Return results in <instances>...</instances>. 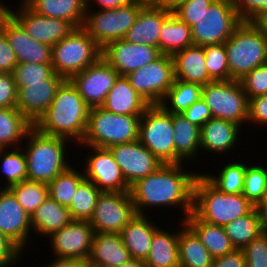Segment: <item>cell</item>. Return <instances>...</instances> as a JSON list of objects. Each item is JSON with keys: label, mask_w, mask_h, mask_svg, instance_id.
Returning <instances> with one entry per match:
<instances>
[{"label": "cell", "mask_w": 267, "mask_h": 267, "mask_svg": "<svg viewBox=\"0 0 267 267\" xmlns=\"http://www.w3.org/2000/svg\"><path fill=\"white\" fill-rule=\"evenodd\" d=\"M184 164H162L155 172L131 186L130 194L137 214L148 215L150 208L154 211L156 207H178L185 221L193 211L194 184L200 171H188Z\"/></svg>", "instance_id": "cell-1"}, {"label": "cell", "mask_w": 267, "mask_h": 267, "mask_svg": "<svg viewBox=\"0 0 267 267\" xmlns=\"http://www.w3.org/2000/svg\"><path fill=\"white\" fill-rule=\"evenodd\" d=\"M89 110L77 88L65 80L33 127L43 134L66 138L79 145L86 132Z\"/></svg>", "instance_id": "cell-2"}, {"label": "cell", "mask_w": 267, "mask_h": 267, "mask_svg": "<svg viewBox=\"0 0 267 267\" xmlns=\"http://www.w3.org/2000/svg\"><path fill=\"white\" fill-rule=\"evenodd\" d=\"M67 143L72 142L66 138L43 134L32 127L22 144L27 161V180L48 184L66 171L71 166L66 158L69 156L66 150L71 148Z\"/></svg>", "instance_id": "cell-3"}, {"label": "cell", "mask_w": 267, "mask_h": 267, "mask_svg": "<svg viewBox=\"0 0 267 267\" xmlns=\"http://www.w3.org/2000/svg\"><path fill=\"white\" fill-rule=\"evenodd\" d=\"M254 205L243 194H226L216 188L203 174L194 184L193 213L204 222L224 226L248 214Z\"/></svg>", "instance_id": "cell-4"}, {"label": "cell", "mask_w": 267, "mask_h": 267, "mask_svg": "<svg viewBox=\"0 0 267 267\" xmlns=\"http://www.w3.org/2000/svg\"><path fill=\"white\" fill-rule=\"evenodd\" d=\"M229 80H241L256 67L267 63V36L257 24L243 21L224 43Z\"/></svg>", "instance_id": "cell-5"}, {"label": "cell", "mask_w": 267, "mask_h": 267, "mask_svg": "<svg viewBox=\"0 0 267 267\" xmlns=\"http://www.w3.org/2000/svg\"><path fill=\"white\" fill-rule=\"evenodd\" d=\"M140 117L111 113L102 107L90 108L80 145L109 148L139 140Z\"/></svg>", "instance_id": "cell-6"}, {"label": "cell", "mask_w": 267, "mask_h": 267, "mask_svg": "<svg viewBox=\"0 0 267 267\" xmlns=\"http://www.w3.org/2000/svg\"><path fill=\"white\" fill-rule=\"evenodd\" d=\"M102 49L82 28H74L66 37L52 46V66L54 72L69 80L95 63Z\"/></svg>", "instance_id": "cell-7"}, {"label": "cell", "mask_w": 267, "mask_h": 267, "mask_svg": "<svg viewBox=\"0 0 267 267\" xmlns=\"http://www.w3.org/2000/svg\"><path fill=\"white\" fill-rule=\"evenodd\" d=\"M144 5L143 2L132 1L113 9H86L82 28L103 49L112 41L124 39Z\"/></svg>", "instance_id": "cell-8"}, {"label": "cell", "mask_w": 267, "mask_h": 267, "mask_svg": "<svg viewBox=\"0 0 267 267\" xmlns=\"http://www.w3.org/2000/svg\"><path fill=\"white\" fill-rule=\"evenodd\" d=\"M201 99L210 108L213 118L228 120L241 127L248 124L249 101L240 81L207 83L202 86Z\"/></svg>", "instance_id": "cell-9"}, {"label": "cell", "mask_w": 267, "mask_h": 267, "mask_svg": "<svg viewBox=\"0 0 267 267\" xmlns=\"http://www.w3.org/2000/svg\"><path fill=\"white\" fill-rule=\"evenodd\" d=\"M230 0H215L191 27L194 45L225 43L242 24Z\"/></svg>", "instance_id": "cell-10"}, {"label": "cell", "mask_w": 267, "mask_h": 267, "mask_svg": "<svg viewBox=\"0 0 267 267\" xmlns=\"http://www.w3.org/2000/svg\"><path fill=\"white\" fill-rule=\"evenodd\" d=\"M172 114L150 105L140 117L139 141L163 164H175Z\"/></svg>", "instance_id": "cell-11"}, {"label": "cell", "mask_w": 267, "mask_h": 267, "mask_svg": "<svg viewBox=\"0 0 267 267\" xmlns=\"http://www.w3.org/2000/svg\"><path fill=\"white\" fill-rule=\"evenodd\" d=\"M126 78L150 105H159L175 79L173 58L162 54L155 61L129 73Z\"/></svg>", "instance_id": "cell-12"}, {"label": "cell", "mask_w": 267, "mask_h": 267, "mask_svg": "<svg viewBox=\"0 0 267 267\" xmlns=\"http://www.w3.org/2000/svg\"><path fill=\"white\" fill-rule=\"evenodd\" d=\"M136 214L130 192H101L89 222L95 233H120Z\"/></svg>", "instance_id": "cell-13"}, {"label": "cell", "mask_w": 267, "mask_h": 267, "mask_svg": "<svg viewBox=\"0 0 267 267\" xmlns=\"http://www.w3.org/2000/svg\"><path fill=\"white\" fill-rule=\"evenodd\" d=\"M18 7H7V13L36 41L51 47L66 37L75 27L68 21L44 16L33 11L23 0ZM18 8V9H17Z\"/></svg>", "instance_id": "cell-14"}, {"label": "cell", "mask_w": 267, "mask_h": 267, "mask_svg": "<svg viewBox=\"0 0 267 267\" xmlns=\"http://www.w3.org/2000/svg\"><path fill=\"white\" fill-rule=\"evenodd\" d=\"M81 146H86L91 151L82 164L85 165L82 170L87 180L93 182L101 192H130L131 186L108 148Z\"/></svg>", "instance_id": "cell-15"}, {"label": "cell", "mask_w": 267, "mask_h": 267, "mask_svg": "<svg viewBox=\"0 0 267 267\" xmlns=\"http://www.w3.org/2000/svg\"><path fill=\"white\" fill-rule=\"evenodd\" d=\"M119 73L101 56L82 72L74 74L69 80L77 88L80 96L90 107H101L106 96L114 86Z\"/></svg>", "instance_id": "cell-16"}, {"label": "cell", "mask_w": 267, "mask_h": 267, "mask_svg": "<svg viewBox=\"0 0 267 267\" xmlns=\"http://www.w3.org/2000/svg\"><path fill=\"white\" fill-rule=\"evenodd\" d=\"M94 229L89 221L72 220L68 225L48 236L53 257L77 258L87 261L94 237Z\"/></svg>", "instance_id": "cell-17"}, {"label": "cell", "mask_w": 267, "mask_h": 267, "mask_svg": "<svg viewBox=\"0 0 267 267\" xmlns=\"http://www.w3.org/2000/svg\"><path fill=\"white\" fill-rule=\"evenodd\" d=\"M162 53L159 48L145 44H133L124 39L108 43L101 56L119 73L127 76L158 59Z\"/></svg>", "instance_id": "cell-18"}, {"label": "cell", "mask_w": 267, "mask_h": 267, "mask_svg": "<svg viewBox=\"0 0 267 267\" xmlns=\"http://www.w3.org/2000/svg\"><path fill=\"white\" fill-rule=\"evenodd\" d=\"M108 149L130 186L155 172L163 164L139 140L113 145Z\"/></svg>", "instance_id": "cell-19"}, {"label": "cell", "mask_w": 267, "mask_h": 267, "mask_svg": "<svg viewBox=\"0 0 267 267\" xmlns=\"http://www.w3.org/2000/svg\"><path fill=\"white\" fill-rule=\"evenodd\" d=\"M31 216L9 188H0V232L12 240L23 252L29 247Z\"/></svg>", "instance_id": "cell-20"}, {"label": "cell", "mask_w": 267, "mask_h": 267, "mask_svg": "<svg viewBox=\"0 0 267 267\" xmlns=\"http://www.w3.org/2000/svg\"><path fill=\"white\" fill-rule=\"evenodd\" d=\"M0 29L14 50L18 63L51 64L52 47L31 38L8 13L1 19Z\"/></svg>", "instance_id": "cell-21"}, {"label": "cell", "mask_w": 267, "mask_h": 267, "mask_svg": "<svg viewBox=\"0 0 267 267\" xmlns=\"http://www.w3.org/2000/svg\"><path fill=\"white\" fill-rule=\"evenodd\" d=\"M65 80L55 73L45 80V83H28L22 88H17L16 108L34 124L51 105L57 89Z\"/></svg>", "instance_id": "cell-22"}, {"label": "cell", "mask_w": 267, "mask_h": 267, "mask_svg": "<svg viewBox=\"0 0 267 267\" xmlns=\"http://www.w3.org/2000/svg\"><path fill=\"white\" fill-rule=\"evenodd\" d=\"M241 128L244 129L234 122L211 118L201 127L200 152L213 153L211 157L214 155L221 157L222 154L233 152L237 145L240 146L239 137H242L240 132H243Z\"/></svg>", "instance_id": "cell-23"}, {"label": "cell", "mask_w": 267, "mask_h": 267, "mask_svg": "<svg viewBox=\"0 0 267 267\" xmlns=\"http://www.w3.org/2000/svg\"><path fill=\"white\" fill-rule=\"evenodd\" d=\"M173 13L164 5L145 4L124 40L133 44H145L159 48L163 22Z\"/></svg>", "instance_id": "cell-24"}, {"label": "cell", "mask_w": 267, "mask_h": 267, "mask_svg": "<svg viewBox=\"0 0 267 267\" xmlns=\"http://www.w3.org/2000/svg\"><path fill=\"white\" fill-rule=\"evenodd\" d=\"M131 259L128 249L122 241L120 233H95L90 256L89 267H118Z\"/></svg>", "instance_id": "cell-25"}, {"label": "cell", "mask_w": 267, "mask_h": 267, "mask_svg": "<svg viewBox=\"0 0 267 267\" xmlns=\"http://www.w3.org/2000/svg\"><path fill=\"white\" fill-rule=\"evenodd\" d=\"M149 106L131 86L126 76H119L101 107L115 114L142 116Z\"/></svg>", "instance_id": "cell-26"}, {"label": "cell", "mask_w": 267, "mask_h": 267, "mask_svg": "<svg viewBox=\"0 0 267 267\" xmlns=\"http://www.w3.org/2000/svg\"><path fill=\"white\" fill-rule=\"evenodd\" d=\"M149 215L136 214L120 232L123 244L131 258L145 261L154 233L160 228Z\"/></svg>", "instance_id": "cell-27"}, {"label": "cell", "mask_w": 267, "mask_h": 267, "mask_svg": "<svg viewBox=\"0 0 267 267\" xmlns=\"http://www.w3.org/2000/svg\"><path fill=\"white\" fill-rule=\"evenodd\" d=\"M174 77L189 83L201 86L213 82L206 68L204 46L192 45L175 53Z\"/></svg>", "instance_id": "cell-28"}, {"label": "cell", "mask_w": 267, "mask_h": 267, "mask_svg": "<svg viewBox=\"0 0 267 267\" xmlns=\"http://www.w3.org/2000/svg\"><path fill=\"white\" fill-rule=\"evenodd\" d=\"M172 124L175 133V164L196 161L200 155L201 128L189 122L182 114H172Z\"/></svg>", "instance_id": "cell-29"}, {"label": "cell", "mask_w": 267, "mask_h": 267, "mask_svg": "<svg viewBox=\"0 0 267 267\" xmlns=\"http://www.w3.org/2000/svg\"><path fill=\"white\" fill-rule=\"evenodd\" d=\"M72 220L69 209L48 195L31 216L32 232L47 238L53 232L68 225Z\"/></svg>", "instance_id": "cell-30"}, {"label": "cell", "mask_w": 267, "mask_h": 267, "mask_svg": "<svg viewBox=\"0 0 267 267\" xmlns=\"http://www.w3.org/2000/svg\"><path fill=\"white\" fill-rule=\"evenodd\" d=\"M178 237L180 267H211L214 258L202 244L197 234L181 218Z\"/></svg>", "instance_id": "cell-31"}, {"label": "cell", "mask_w": 267, "mask_h": 267, "mask_svg": "<svg viewBox=\"0 0 267 267\" xmlns=\"http://www.w3.org/2000/svg\"><path fill=\"white\" fill-rule=\"evenodd\" d=\"M38 14L70 22L75 28L83 26L86 0H23Z\"/></svg>", "instance_id": "cell-32"}, {"label": "cell", "mask_w": 267, "mask_h": 267, "mask_svg": "<svg viewBox=\"0 0 267 267\" xmlns=\"http://www.w3.org/2000/svg\"><path fill=\"white\" fill-rule=\"evenodd\" d=\"M162 228L154 233L150 251L144 263L147 267H180L178 255L179 229L172 232L169 229Z\"/></svg>", "instance_id": "cell-33"}, {"label": "cell", "mask_w": 267, "mask_h": 267, "mask_svg": "<svg viewBox=\"0 0 267 267\" xmlns=\"http://www.w3.org/2000/svg\"><path fill=\"white\" fill-rule=\"evenodd\" d=\"M185 222L201 239L214 259L235 250L222 226L204 222L193 212L186 217Z\"/></svg>", "instance_id": "cell-34"}, {"label": "cell", "mask_w": 267, "mask_h": 267, "mask_svg": "<svg viewBox=\"0 0 267 267\" xmlns=\"http://www.w3.org/2000/svg\"><path fill=\"white\" fill-rule=\"evenodd\" d=\"M32 127L17 108H0V149L21 147Z\"/></svg>", "instance_id": "cell-35"}, {"label": "cell", "mask_w": 267, "mask_h": 267, "mask_svg": "<svg viewBox=\"0 0 267 267\" xmlns=\"http://www.w3.org/2000/svg\"><path fill=\"white\" fill-rule=\"evenodd\" d=\"M194 45L191 27L172 13L162 25L159 38V50L164 55L175 53Z\"/></svg>", "instance_id": "cell-36"}, {"label": "cell", "mask_w": 267, "mask_h": 267, "mask_svg": "<svg viewBox=\"0 0 267 267\" xmlns=\"http://www.w3.org/2000/svg\"><path fill=\"white\" fill-rule=\"evenodd\" d=\"M201 98V85L174 79L173 85L159 105L168 113L182 114Z\"/></svg>", "instance_id": "cell-37"}, {"label": "cell", "mask_w": 267, "mask_h": 267, "mask_svg": "<svg viewBox=\"0 0 267 267\" xmlns=\"http://www.w3.org/2000/svg\"><path fill=\"white\" fill-rule=\"evenodd\" d=\"M226 161L221 164L223 167L217 173L213 175L211 173L202 174L221 192L226 194H242L244 179H245V170L246 166L249 165V161L245 163V160H234Z\"/></svg>", "instance_id": "cell-38"}, {"label": "cell", "mask_w": 267, "mask_h": 267, "mask_svg": "<svg viewBox=\"0 0 267 267\" xmlns=\"http://www.w3.org/2000/svg\"><path fill=\"white\" fill-rule=\"evenodd\" d=\"M223 229L235 249H243L250 241L262 233L255 207L248 214L224 225Z\"/></svg>", "instance_id": "cell-39"}, {"label": "cell", "mask_w": 267, "mask_h": 267, "mask_svg": "<svg viewBox=\"0 0 267 267\" xmlns=\"http://www.w3.org/2000/svg\"><path fill=\"white\" fill-rule=\"evenodd\" d=\"M0 172L5 176L2 178L5 181L2 184L3 188H9L11 185L27 180V161L22 146L0 149Z\"/></svg>", "instance_id": "cell-40"}, {"label": "cell", "mask_w": 267, "mask_h": 267, "mask_svg": "<svg viewBox=\"0 0 267 267\" xmlns=\"http://www.w3.org/2000/svg\"><path fill=\"white\" fill-rule=\"evenodd\" d=\"M70 166L66 171L58 175L48 183V195L64 207H69L71 200L79 186L85 179L83 170ZM82 172V173H81Z\"/></svg>", "instance_id": "cell-41"}, {"label": "cell", "mask_w": 267, "mask_h": 267, "mask_svg": "<svg viewBox=\"0 0 267 267\" xmlns=\"http://www.w3.org/2000/svg\"><path fill=\"white\" fill-rule=\"evenodd\" d=\"M101 191L86 178L79 184L68 207L73 220L89 221L95 211L97 198Z\"/></svg>", "instance_id": "cell-42"}, {"label": "cell", "mask_w": 267, "mask_h": 267, "mask_svg": "<svg viewBox=\"0 0 267 267\" xmlns=\"http://www.w3.org/2000/svg\"><path fill=\"white\" fill-rule=\"evenodd\" d=\"M9 189L30 216L48 197V185L43 182L25 180L11 185Z\"/></svg>", "instance_id": "cell-43"}, {"label": "cell", "mask_w": 267, "mask_h": 267, "mask_svg": "<svg viewBox=\"0 0 267 267\" xmlns=\"http://www.w3.org/2000/svg\"><path fill=\"white\" fill-rule=\"evenodd\" d=\"M255 164V165H254ZM253 162L245 170L242 194L256 206L267 194V167Z\"/></svg>", "instance_id": "cell-44"}, {"label": "cell", "mask_w": 267, "mask_h": 267, "mask_svg": "<svg viewBox=\"0 0 267 267\" xmlns=\"http://www.w3.org/2000/svg\"><path fill=\"white\" fill-rule=\"evenodd\" d=\"M12 74L16 87L22 88L28 83H45L55 72L52 64L18 63Z\"/></svg>", "instance_id": "cell-45"}, {"label": "cell", "mask_w": 267, "mask_h": 267, "mask_svg": "<svg viewBox=\"0 0 267 267\" xmlns=\"http://www.w3.org/2000/svg\"><path fill=\"white\" fill-rule=\"evenodd\" d=\"M206 68L213 81L229 80V66L224 43L204 46Z\"/></svg>", "instance_id": "cell-46"}, {"label": "cell", "mask_w": 267, "mask_h": 267, "mask_svg": "<svg viewBox=\"0 0 267 267\" xmlns=\"http://www.w3.org/2000/svg\"><path fill=\"white\" fill-rule=\"evenodd\" d=\"M245 91L248 101L251 98L267 94V63L256 67L254 70L239 80Z\"/></svg>", "instance_id": "cell-47"}, {"label": "cell", "mask_w": 267, "mask_h": 267, "mask_svg": "<svg viewBox=\"0 0 267 267\" xmlns=\"http://www.w3.org/2000/svg\"><path fill=\"white\" fill-rule=\"evenodd\" d=\"M247 267H267V233H261L243 249Z\"/></svg>", "instance_id": "cell-48"}, {"label": "cell", "mask_w": 267, "mask_h": 267, "mask_svg": "<svg viewBox=\"0 0 267 267\" xmlns=\"http://www.w3.org/2000/svg\"><path fill=\"white\" fill-rule=\"evenodd\" d=\"M215 0H187L178 5L173 13L188 26L192 27L200 15L210 7Z\"/></svg>", "instance_id": "cell-49"}, {"label": "cell", "mask_w": 267, "mask_h": 267, "mask_svg": "<svg viewBox=\"0 0 267 267\" xmlns=\"http://www.w3.org/2000/svg\"><path fill=\"white\" fill-rule=\"evenodd\" d=\"M243 21L258 23L264 17L267 0H230Z\"/></svg>", "instance_id": "cell-50"}, {"label": "cell", "mask_w": 267, "mask_h": 267, "mask_svg": "<svg viewBox=\"0 0 267 267\" xmlns=\"http://www.w3.org/2000/svg\"><path fill=\"white\" fill-rule=\"evenodd\" d=\"M22 250L7 236L0 232V267H13L23 261Z\"/></svg>", "instance_id": "cell-51"}, {"label": "cell", "mask_w": 267, "mask_h": 267, "mask_svg": "<svg viewBox=\"0 0 267 267\" xmlns=\"http://www.w3.org/2000/svg\"><path fill=\"white\" fill-rule=\"evenodd\" d=\"M17 87L12 73H0V108H16Z\"/></svg>", "instance_id": "cell-52"}, {"label": "cell", "mask_w": 267, "mask_h": 267, "mask_svg": "<svg viewBox=\"0 0 267 267\" xmlns=\"http://www.w3.org/2000/svg\"><path fill=\"white\" fill-rule=\"evenodd\" d=\"M248 123L253 127H267V94L249 100Z\"/></svg>", "instance_id": "cell-53"}, {"label": "cell", "mask_w": 267, "mask_h": 267, "mask_svg": "<svg viewBox=\"0 0 267 267\" xmlns=\"http://www.w3.org/2000/svg\"><path fill=\"white\" fill-rule=\"evenodd\" d=\"M182 115L191 123L202 127L206 122H208L212 117L210 108L207 104L200 99L196 101L192 106L187 108Z\"/></svg>", "instance_id": "cell-54"}, {"label": "cell", "mask_w": 267, "mask_h": 267, "mask_svg": "<svg viewBox=\"0 0 267 267\" xmlns=\"http://www.w3.org/2000/svg\"><path fill=\"white\" fill-rule=\"evenodd\" d=\"M17 64L15 52L0 29V73H12Z\"/></svg>", "instance_id": "cell-55"}, {"label": "cell", "mask_w": 267, "mask_h": 267, "mask_svg": "<svg viewBox=\"0 0 267 267\" xmlns=\"http://www.w3.org/2000/svg\"><path fill=\"white\" fill-rule=\"evenodd\" d=\"M211 267H247L243 250L235 249L222 257L215 258Z\"/></svg>", "instance_id": "cell-56"}, {"label": "cell", "mask_w": 267, "mask_h": 267, "mask_svg": "<svg viewBox=\"0 0 267 267\" xmlns=\"http://www.w3.org/2000/svg\"><path fill=\"white\" fill-rule=\"evenodd\" d=\"M132 1L133 0H86V9H92L93 3L99 7H96V9H113L125 6Z\"/></svg>", "instance_id": "cell-57"}, {"label": "cell", "mask_w": 267, "mask_h": 267, "mask_svg": "<svg viewBox=\"0 0 267 267\" xmlns=\"http://www.w3.org/2000/svg\"><path fill=\"white\" fill-rule=\"evenodd\" d=\"M43 267H89L88 262L77 258H57Z\"/></svg>", "instance_id": "cell-58"}, {"label": "cell", "mask_w": 267, "mask_h": 267, "mask_svg": "<svg viewBox=\"0 0 267 267\" xmlns=\"http://www.w3.org/2000/svg\"><path fill=\"white\" fill-rule=\"evenodd\" d=\"M254 207L258 214L261 230L263 233H267V194Z\"/></svg>", "instance_id": "cell-59"}, {"label": "cell", "mask_w": 267, "mask_h": 267, "mask_svg": "<svg viewBox=\"0 0 267 267\" xmlns=\"http://www.w3.org/2000/svg\"><path fill=\"white\" fill-rule=\"evenodd\" d=\"M118 267H147L144 261L131 258L126 263Z\"/></svg>", "instance_id": "cell-60"}, {"label": "cell", "mask_w": 267, "mask_h": 267, "mask_svg": "<svg viewBox=\"0 0 267 267\" xmlns=\"http://www.w3.org/2000/svg\"><path fill=\"white\" fill-rule=\"evenodd\" d=\"M185 1H187V0H168L164 4V6H166L168 9H170L171 11H173L178 5L182 4Z\"/></svg>", "instance_id": "cell-61"}, {"label": "cell", "mask_w": 267, "mask_h": 267, "mask_svg": "<svg viewBox=\"0 0 267 267\" xmlns=\"http://www.w3.org/2000/svg\"><path fill=\"white\" fill-rule=\"evenodd\" d=\"M267 36V14L257 23Z\"/></svg>", "instance_id": "cell-62"}, {"label": "cell", "mask_w": 267, "mask_h": 267, "mask_svg": "<svg viewBox=\"0 0 267 267\" xmlns=\"http://www.w3.org/2000/svg\"><path fill=\"white\" fill-rule=\"evenodd\" d=\"M7 5L6 3L3 1H0V21L1 19L7 14Z\"/></svg>", "instance_id": "cell-63"}, {"label": "cell", "mask_w": 267, "mask_h": 267, "mask_svg": "<svg viewBox=\"0 0 267 267\" xmlns=\"http://www.w3.org/2000/svg\"><path fill=\"white\" fill-rule=\"evenodd\" d=\"M168 0H150V4L164 5Z\"/></svg>", "instance_id": "cell-64"}, {"label": "cell", "mask_w": 267, "mask_h": 267, "mask_svg": "<svg viewBox=\"0 0 267 267\" xmlns=\"http://www.w3.org/2000/svg\"><path fill=\"white\" fill-rule=\"evenodd\" d=\"M133 1H140V2H143L145 4H150V0H133Z\"/></svg>", "instance_id": "cell-65"}, {"label": "cell", "mask_w": 267, "mask_h": 267, "mask_svg": "<svg viewBox=\"0 0 267 267\" xmlns=\"http://www.w3.org/2000/svg\"><path fill=\"white\" fill-rule=\"evenodd\" d=\"M267 14V4H264V16Z\"/></svg>", "instance_id": "cell-66"}]
</instances>
